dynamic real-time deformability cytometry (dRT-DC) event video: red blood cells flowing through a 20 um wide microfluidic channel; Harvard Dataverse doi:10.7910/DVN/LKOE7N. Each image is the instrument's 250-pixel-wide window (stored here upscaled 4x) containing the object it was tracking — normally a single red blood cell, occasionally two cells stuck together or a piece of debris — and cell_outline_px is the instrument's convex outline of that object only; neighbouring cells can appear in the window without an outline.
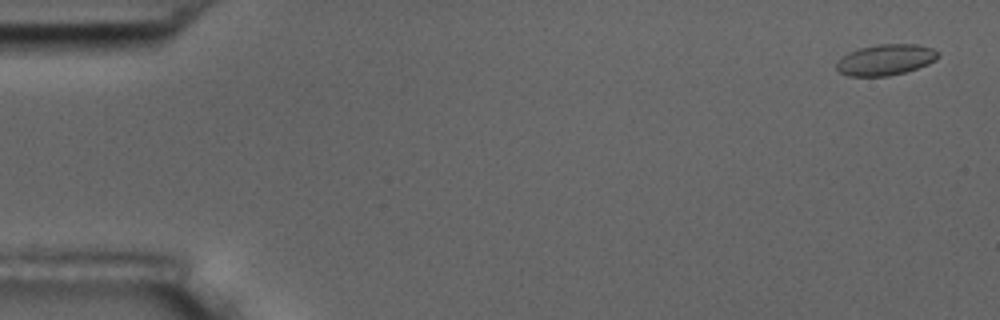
{"species": "common noctule bat (a hibernating species)", "species_latin": "Nyctalus noctula", "temperature_condition": "room temperature", "stored_images_in_passage": 6, "camera_frame_rate_fps": 3000, "um_per_image_px": 0.085, "animal": {"sex": "male", "body_mass_g": 17.5, "forearm_length_mm": 52.3}, "frame": {"image": 1, "passage_image": 1, "time_ms": 0.0, "image_size_px": [1000, 320], "cell_outline_px": [[940, 56], [936, 60], [928, 64], [904, 72], [888, 76], [848, 76], [840, 72], [836, 68], [836, 64], [848, 52], [860, 48], [880, 44], [916, 44], [932, 48], [940, 52]], "centroid_in_image_um": [75.31, 5.08], "position_along_channel_um": 9.7, "area_um2": 18.21}}
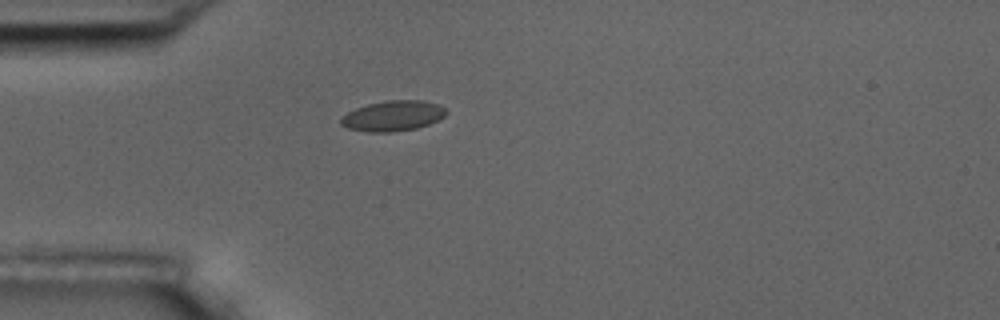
{"frame": {"image": 2, "passage_image": 5, "time_ms": 4.667, "image_size_px": [1000, 320], "cell_outline_px": [[448, 112], [444, 116], [428, 124], [416, 128], [392, 132], [368, 132], [348, 128], [340, 124], [340, 120], [348, 112], [356, 108], [368, 104], [384, 100], [424, 100], [436, 104], [444, 108]], "centroid_in_image_um": [33.39, 9.84], "position_along_channel_um": 51.6, "area_um2": 18.5}}